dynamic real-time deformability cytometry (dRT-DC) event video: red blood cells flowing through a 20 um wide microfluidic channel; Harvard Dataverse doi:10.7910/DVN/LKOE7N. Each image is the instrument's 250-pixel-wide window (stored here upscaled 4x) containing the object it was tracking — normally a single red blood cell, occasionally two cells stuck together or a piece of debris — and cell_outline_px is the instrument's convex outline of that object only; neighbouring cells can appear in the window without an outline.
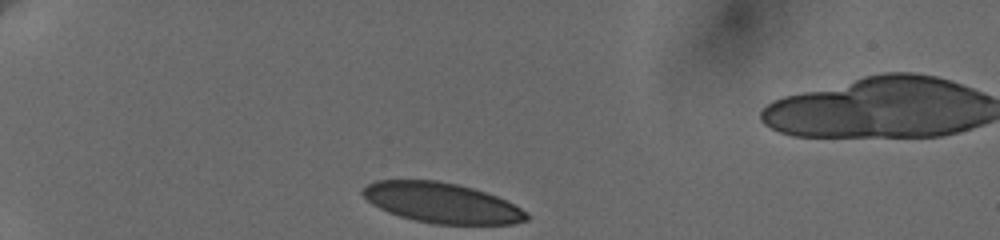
{"species": "human", "species_latin": "Homo sapiens", "temperature_condition": "cold", "stored_images_in_passage": 23, "camera_frame_rate_fps": 3000, "um_per_image_px": 0.085, "donor": {"sex": "female"}, "frame": {"image": 1, "passage_image": 1, "time_ms": 0.0, "image_size_px": [1000, 240], "cell_outline_px": [[528, 220], [516, 224], [432, 224], [400, 216], [388, 212], [372, 204], [360, 192], [368, 184], [376, 180], [436, 180], [456, 184], [472, 188], [496, 196], [520, 208], [528, 216]], "centroid_in_image_um": [37.53, 17.24], "position_along_channel_um": 47.5, "area_um2": 38.03}}
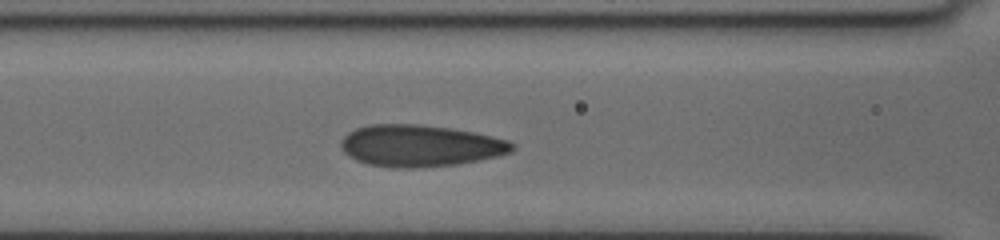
{"frame": {"image": 2, "passage_image": 12, "time_ms": 3.667, "image_size_px": [1000, 240], "cell_outline_px": [[516, 148], [512, 152], [480, 160], [456, 164], [416, 168], [396, 168], [368, 164], [356, 160], [348, 156], [340, 148], [340, 140], [348, 132], [356, 128], [368, 124], [416, 124], [452, 128], [492, 136], [508, 140], [516, 144]], "centroid_in_image_um": [35.7, 12.38], "position_along_channel_um": 130.9, "area_um2": 41.91}}
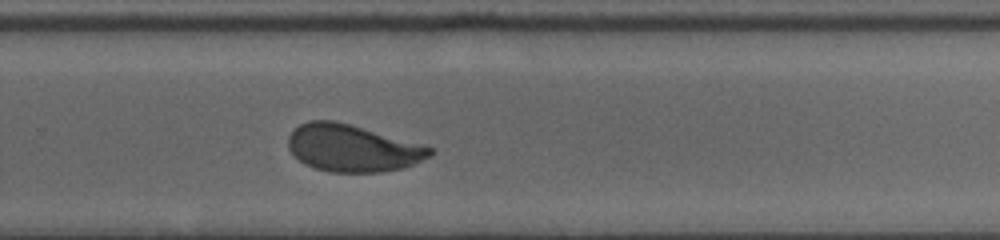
{"frame": {"image": 3, "passage_image": 23, "time_ms": 8.333, "image_size_px": [1000, 240], "cell_outline_px": [[436, 152], [432, 156], [404, 168], [380, 172], [332, 172], [316, 168], [304, 164], [288, 148], [288, 136], [300, 124], [308, 120], [336, 120], [436, 148]], "centroid_in_image_um": [30.0, 12.59], "position_along_channel_um": 299.8, "area_um2": 39.02}}